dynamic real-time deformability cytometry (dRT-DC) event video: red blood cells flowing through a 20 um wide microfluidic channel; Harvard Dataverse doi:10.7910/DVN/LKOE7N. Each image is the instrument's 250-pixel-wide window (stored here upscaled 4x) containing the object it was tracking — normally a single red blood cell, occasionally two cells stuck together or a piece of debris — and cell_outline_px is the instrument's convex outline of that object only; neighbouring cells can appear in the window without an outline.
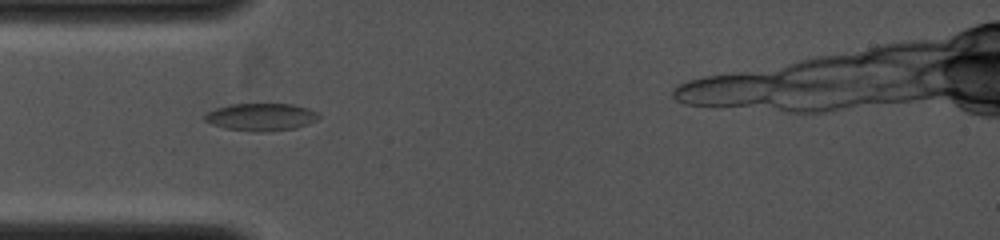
{"species": "common noctule bat (a hibernating species)", "species_latin": "Nyctalus noctula", "temperature_condition": "cold", "stored_images_in_passage": 12, "camera_frame_rate_fps": 4000, "um_per_image_px": 0.085, "animal": {"sex": "female", "body_mass_g": 19.0, "forearm_length_mm": 53.3}, "frame": {"image": 1, "passage_image": 1, "time_ms": 0.0, "image_size_px": [1000, 240], "cell_outline_px": [[320, 116], [316, 120], [308, 124], [296, 128], [264, 132], [260, 132], [224, 128], [212, 124], [204, 120], [204, 112], [216, 108], [232, 104], [292, 104], [308, 108], [316, 112]], "centroid_in_image_um": [22.17, 9.94], "position_along_channel_um": 62.8, "area_um2": 18.26}}
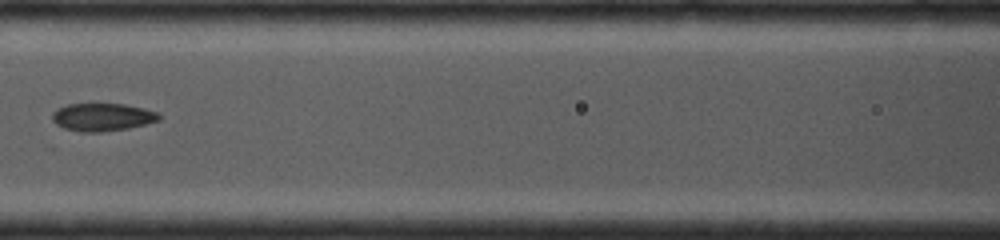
{"frame": {"image": 2, "passage_image": 4, "time_ms": 1.75, "image_size_px": [1000, 240], "cell_outline_px": [[160, 120], [128, 128], [100, 132], [80, 132], [64, 128], [56, 124], [52, 120], [52, 112], [56, 108], [68, 104], [92, 100], [124, 104], [144, 108], [160, 112]], "centroid_in_image_um": [8.66, 9.89], "position_along_channel_um": 157.9, "area_um2": 18.21}}
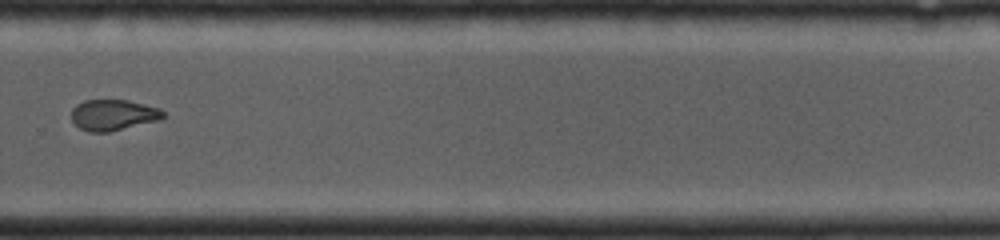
{"frame": {"image": 3, "passage_image": 8, "time_ms": 4.75, "image_size_px": [1000, 240], "cell_outline_px": [[164, 116], [160, 120], [108, 132], [88, 132], [80, 128], [72, 120], [72, 108], [76, 104], [84, 100], [128, 100], [160, 108], [164, 112]], "centroid_in_image_um": [9.62, 9.77], "position_along_channel_um": 320.2, "area_um2": 16.53}}